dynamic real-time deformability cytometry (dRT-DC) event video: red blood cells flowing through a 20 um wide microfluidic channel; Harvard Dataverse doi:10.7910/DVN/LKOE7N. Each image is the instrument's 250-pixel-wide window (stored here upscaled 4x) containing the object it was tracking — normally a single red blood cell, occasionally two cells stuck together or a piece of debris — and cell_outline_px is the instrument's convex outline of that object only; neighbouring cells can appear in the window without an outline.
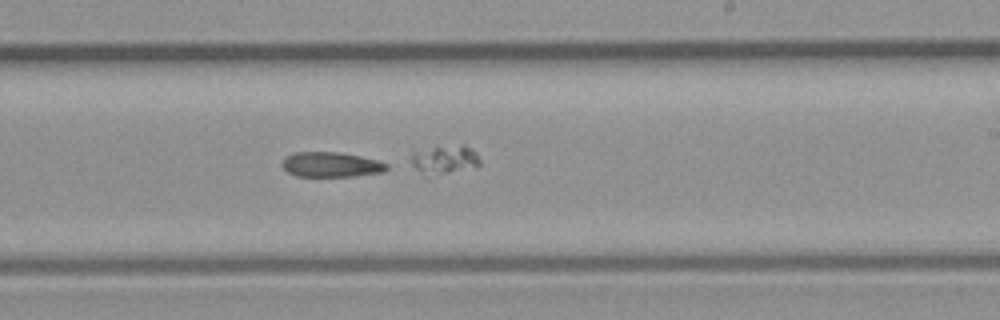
{"species": "common noctule bat (a hibernating species)", "species_latin": "Nyctalus noctula", "temperature_condition": "room temperature", "stored_images_in_passage": 32, "segment_of_instrument_passage": [2, 2], "camera_frame_rate_fps": 3000, "um_per_image_px": 0.085, "animal": {"sex": "male", "body_mass_g": 23.1, "forearm_length_mm": 52.7}, "frame": {"image": 1, "passage_image": 17, "time_ms": 5.333, "image_size_px": [1000, 320], "cell_outline_px": [[388, 168], [384, 172], [352, 176], [296, 176], [288, 172], [280, 164], [284, 156], [292, 152], [336, 152], [360, 156], [376, 160], [388, 164]], "centroid_in_image_um": [28.09, 13.98], "position_along_channel_um": 260.9, "area_um2": 15.26}}
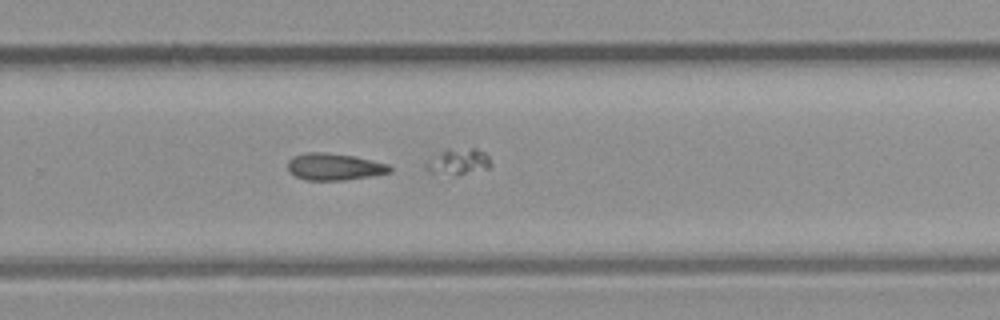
{"frame": {"image": 2, "passage_image": 19, "time_ms": 6.0, "image_size_px": [1000, 320], "cell_outline_px": [[392, 172], [372, 176], [344, 180], [308, 180], [296, 176], [288, 172], [288, 160], [292, 156], [304, 152], [328, 152], [356, 156], [388, 164], [392, 168]], "centroid_in_image_um": [28.41, 14.16], "position_along_channel_um": 301.4, "area_um2": 16.24}}
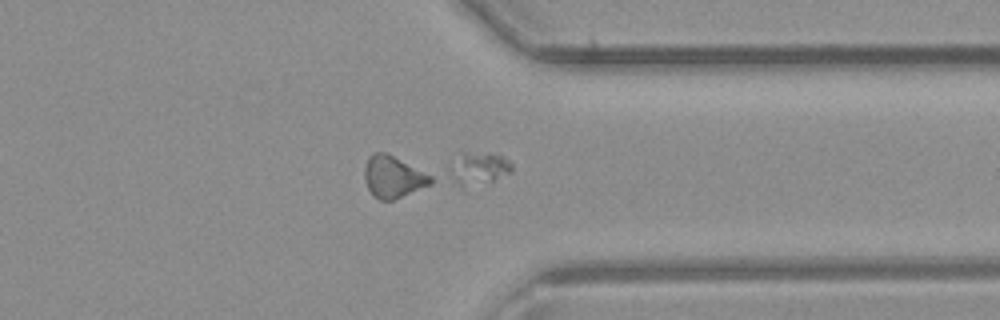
{"frame": {"image": 3, "passage_image": 23, "time_ms": 7.333, "image_size_px": [1000, 320], "cell_outline_px": [[512, 172], [492, 180], [460, 188], [448, 168], [448, 164], [464, 152], [504, 156], [512, 164]], "centroid_in_image_um": [40.67, 14.31], "position_along_channel_um": 370.7, "area_um2": 11.39}}